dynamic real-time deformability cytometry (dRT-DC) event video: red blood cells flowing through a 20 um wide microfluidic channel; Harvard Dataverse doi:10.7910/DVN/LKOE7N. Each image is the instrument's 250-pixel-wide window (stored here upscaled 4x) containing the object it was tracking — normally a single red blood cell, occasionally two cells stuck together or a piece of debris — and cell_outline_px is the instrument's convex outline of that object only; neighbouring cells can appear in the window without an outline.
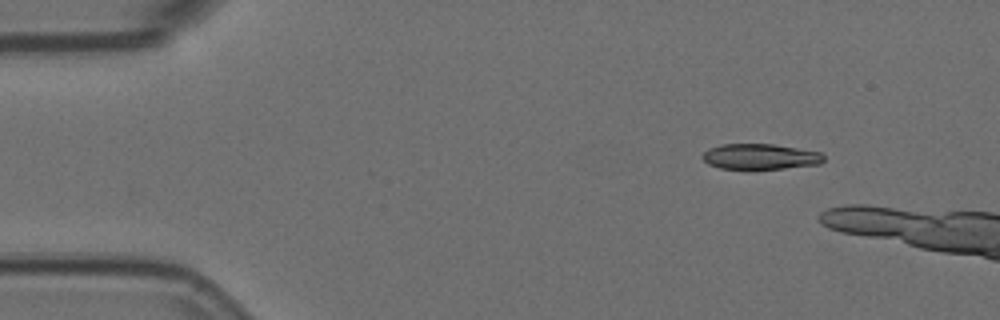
{"species": "Egyptian fruit bat (a non-hibernating species)", "species_latin": "Rousettus aegyptiacus", "temperature_condition": "room temperature", "stored_images_in_passage": 4, "camera_frame_rate_fps": 3000, "um_per_image_px": 0.085, "animal": {"sex": "female"}, "frame": {"image": 1, "passage_image": 2, "time_ms": 0.333, "image_size_px": [1000, 320], "cell_outline_px": [[824, 160], [820, 164], [756, 172], [752, 172], [720, 168], [708, 164], [700, 156], [708, 148], [720, 144], [772, 144], [820, 152], [824, 156]], "centroid_in_image_um": [64.57, 13.36], "position_along_channel_um": 20.4, "area_um2": 18.96}}